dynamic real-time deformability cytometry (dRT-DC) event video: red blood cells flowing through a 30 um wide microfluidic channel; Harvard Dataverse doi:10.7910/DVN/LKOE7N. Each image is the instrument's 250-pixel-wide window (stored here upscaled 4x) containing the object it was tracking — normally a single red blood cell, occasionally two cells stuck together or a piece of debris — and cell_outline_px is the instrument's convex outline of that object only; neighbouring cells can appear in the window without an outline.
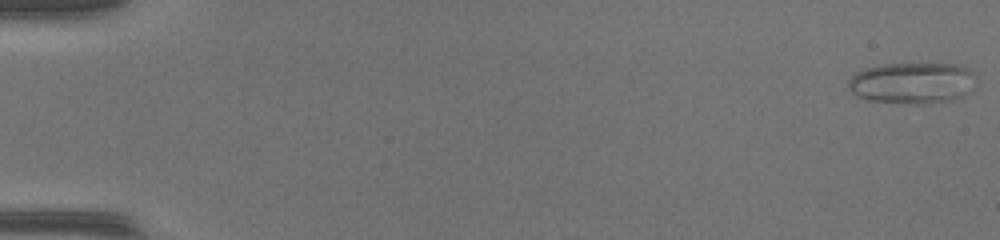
{"species": "common noctule bat (a hibernating species)", "species_latin": "Nyctalus noctula", "temperature_condition": "warm", "stored_images_in_passage": 50, "camera_frame_rate_fps": 3000, "um_per_image_px": 0.085, "animal": {"sex": "female", "body_mass_g": 17.0, "forearm_length_mm": 48.0}, "frame": {"image": 1, "passage_image": 1, "time_ms": 0.0, "image_size_px": [1000, 240], "cell_outline_px": [[976, 76], [964, 96], [952, 100], [924, 104], [912, 104], [868, 100], [852, 92], [848, 88], [848, 80], [856, 72], [864, 68], [884, 64], [956, 64], [968, 68]], "centroid_in_image_um": [77.52, 7.05], "position_along_channel_um": 7.5, "area_um2": 30.58}}
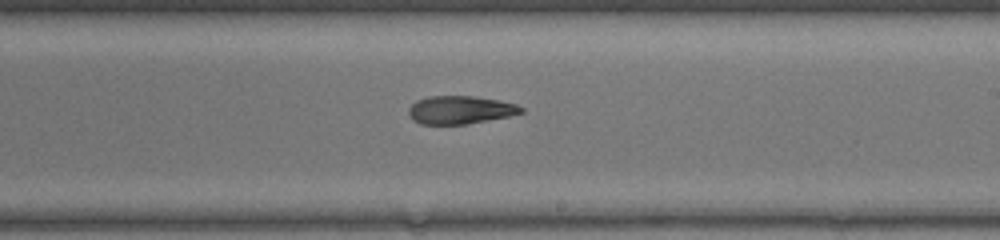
{"frame": {"image": 2, "passage_image": 31, "time_ms": 10.0, "image_size_px": [1000, 240], "cell_outline_px": [[524, 112], [508, 116], [468, 124], [420, 124], [412, 120], [408, 112], [408, 108], [416, 100], [428, 96], [472, 96], [500, 100], [516, 104], [524, 108]], "centroid_in_image_um": [39.1, 9.34], "position_along_channel_um": 249.9, "area_um2": 18.5}}
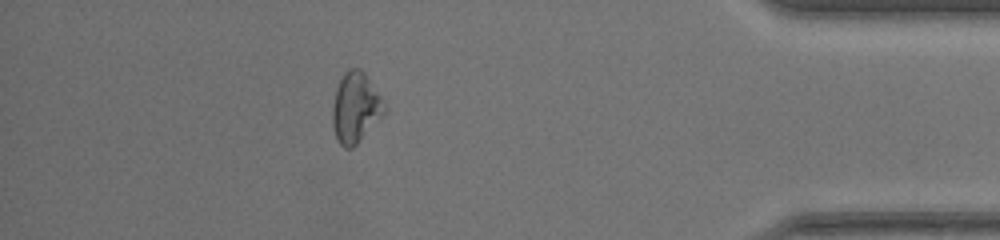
{"frame": {"image": 3, "passage_image": 45, "time_ms": 14.667, "image_size_px": [1000, 240], "cell_outline_px": [[384, 112], [356, 144], [352, 148], [344, 148], [336, 140], [332, 124], [332, 108], [336, 88], [344, 72], [348, 68], [360, 68], [364, 72], [380, 96], [384, 104]], "centroid_in_image_um": [30.16, 9.14], "position_along_channel_um": 405.0, "area_um2": 20.81}, "authors_computed_cell_mechanics": {"area_um2": 21.1548, "velocity_mm_per_s": 4.1871, "shape_relaxation_time_tau1_ms": null, "shape_relaxation_time_tau2_ms": 4.8332, "deformation_change_tau1": null, "deformation_change_tau2": 0.1231}}